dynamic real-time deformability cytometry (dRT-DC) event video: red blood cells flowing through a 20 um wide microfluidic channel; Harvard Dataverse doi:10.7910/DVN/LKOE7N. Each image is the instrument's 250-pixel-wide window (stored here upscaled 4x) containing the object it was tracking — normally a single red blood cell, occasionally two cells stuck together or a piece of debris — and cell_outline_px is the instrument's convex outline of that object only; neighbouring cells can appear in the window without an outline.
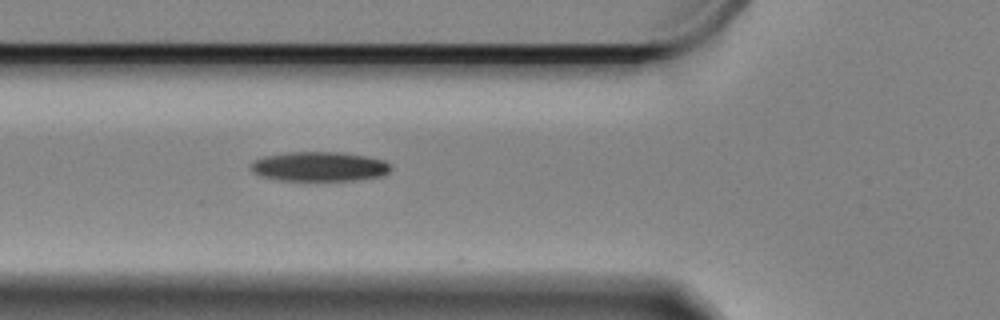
{"species": "Egyptian fruit bat (a non-hibernating species)", "species_latin": "Rousettus aegyptiacus", "temperature_condition": "cold", "stored_images_in_passage": 10, "camera_frame_rate_fps": 3000, "um_per_image_px": 0.085, "animal": {"sex": "female"}, "frame": {"image": 1, "passage_image": 3, "time_ms": 0.667, "image_size_px": [1000, 320], "cell_outline_px": [[392, 168], [384, 176], [356, 180], [276, 180], [260, 176], [252, 172], [248, 168], [248, 164], [252, 160], [264, 156], [288, 152], [340, 152], [368, 156], [384, 160], [392, 164]], "centroid_in_image_um": [27.12, 14.15], "position_along_channel_um": 98.7, "area_um2": 24.57}}
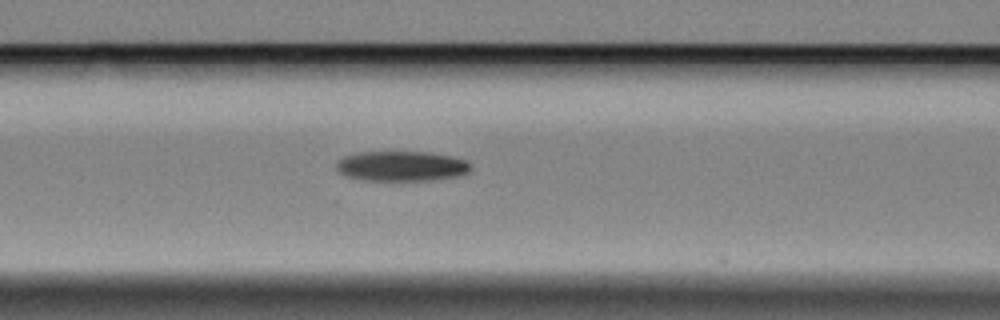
{"frame": {"image": 2, "passage_image": 6, "time_ms": 1.667, "image_size_px": [1000, 320], "cell_outline_px": [[472, 168], [464, 176], [436, 180], [360, 180], [344, 176], [336, 168], [336, 160], [344, 156], [360, 152], [428, 152], [452, 156], [468, 160], [472, 164]], "centroid_in_image_um": [34.18, 14.12], "position_along_channel_um": 132.4, "area_um2": 24.04}}
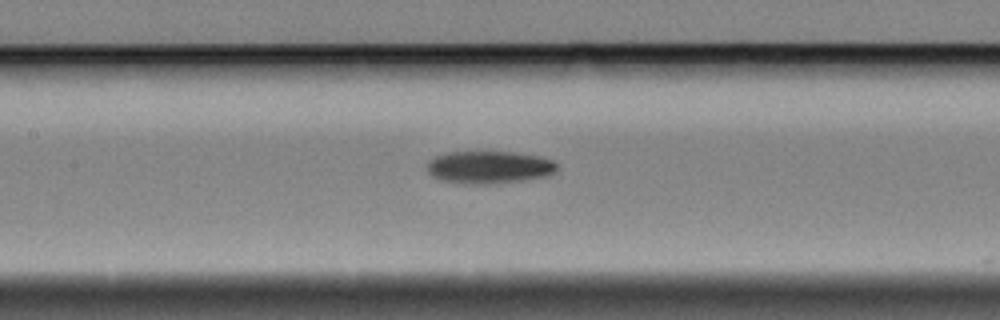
{"frame": {"image": 3, "passage_image": 9, "time_ms": 2.667, "image_size_px": [1000, 320], "cell_outline_px": [[556, 168], [552, 172], [544, 176], [520, 180], [492, 184], [464, 184], [440, 180], [432, 176], [428, 172], [428, 160], [436, 156], [448, 152], [516, 152], [540, 156], [552, 160], [556, 164]], "centroid_in_image_um": [41.52, 14.21], "position_along_channel_um": 165.9, "area_um2": 24.51}}